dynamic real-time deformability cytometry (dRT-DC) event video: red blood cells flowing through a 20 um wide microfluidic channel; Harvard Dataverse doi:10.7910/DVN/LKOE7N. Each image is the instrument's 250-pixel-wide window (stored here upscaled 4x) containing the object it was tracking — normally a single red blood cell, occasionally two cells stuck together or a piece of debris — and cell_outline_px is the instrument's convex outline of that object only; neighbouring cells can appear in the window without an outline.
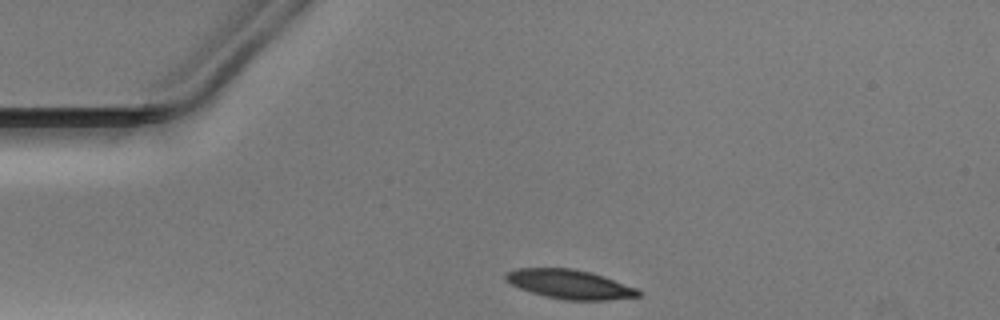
{"species": "Egyptian fruit bat (a non-hibernating species)", "species_latin": "Rousettus aegyptiacus", "temperature_condition": "warm", "stored_images_in_passage": 30, "camera_frame_rate_fps": 3000, "um_per_image_px": 0.085, "animal": {"sex": "male"}, "frame": {"image": 1, "passage_image": 1, "time_ms": 0.0, "image_size_px": [1000, 320], "cell_outline_px": [[640, 296], [608, 300], [564, 300], [544, 296], [520, 288], [512, 284], [504, 276], [508, 272], [516, 268], [572, 268], [592, 272], [604, 276], [636, 288], [640, 292]], "centroid_in_image_um": [48.44, 24.16], "position_along_channel_um": 36.6, "area_um2": 22.37}}
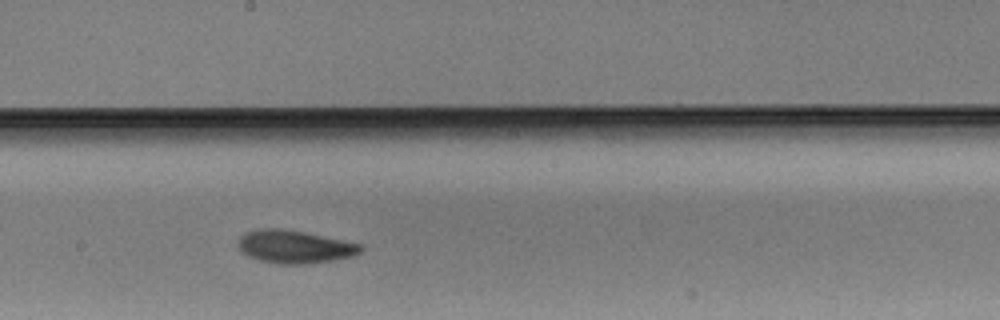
{"frame": {"image": 2, "passage_image": 18, "time_ms": 5.667, "image_size_px": [1000, 320], "cell_outline_px": [[364, 248], [360, 252], [352, 256], [336, 260], [312, 264], [276, 264], [260, 260], [248, 256], [240, 248], [240, 236], [244, 232], [260, 228], [284, 228], [364, 244]], "centroid_in_image_um": [25.09, 20.97], "position_along_channel_um": 223.1, "area_um2": 23.76}}
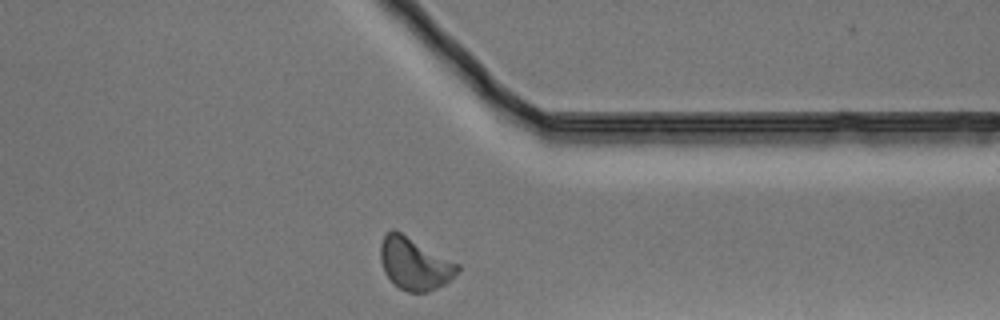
{"frame": {"image": 3, "passage_image": 30, "time_ms": 9.667, "image_size_px": [1000, 320], "cell_outline_px": [[460, 268], [444, 284], [428, 292], [408, 292], [400, 288], [384, 272], [380, 260], [380, 244], [384, 236], [392, 228], [396, 228], [460, 264]], "centroid_in_image_um": [35.22, 22.36], "position_along_channel_um": 376.2, "area_um2": 23.52}}